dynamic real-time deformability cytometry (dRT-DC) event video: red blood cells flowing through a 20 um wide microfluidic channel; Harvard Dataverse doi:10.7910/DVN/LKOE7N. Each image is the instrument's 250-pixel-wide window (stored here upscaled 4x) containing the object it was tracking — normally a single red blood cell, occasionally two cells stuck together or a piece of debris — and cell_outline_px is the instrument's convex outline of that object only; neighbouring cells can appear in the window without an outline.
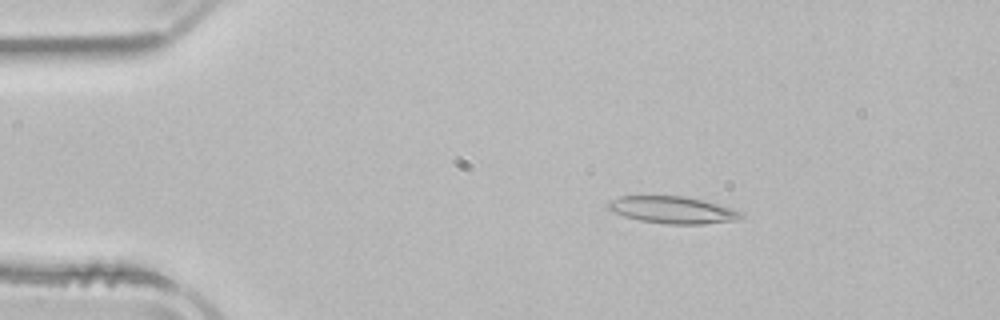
{"species": "common noctule bat (a hibernating species)", "species_latin": "Nyctalus noctula", "temperature_condition": "room temperature", "stored_images_in_passage": 51, "camera_frame_rate_fps": 3000, "um_per_image_px": 0.085, "animal": {"sex": "male", "body_mass_g": 21.5, "forearm_length_mm": 52.0}, "frame": {"image": 1, "passage_image": 8, "time_ms": 2.333, "image_size_px": [1000, 320], "cell_outline_px": [[744, 216], [736, 220], [704, 224], [668, 224], [640, 220], [624, 216], [612, 212], [608, 208], [608, 204], [612, 200], [620, 196], [684, 196], [716, 204], [744, 212]], "centroid_in_image_um": [57.18, 17.85], "position_along_channel_um": 27.8, "area_um2": 20.69}}
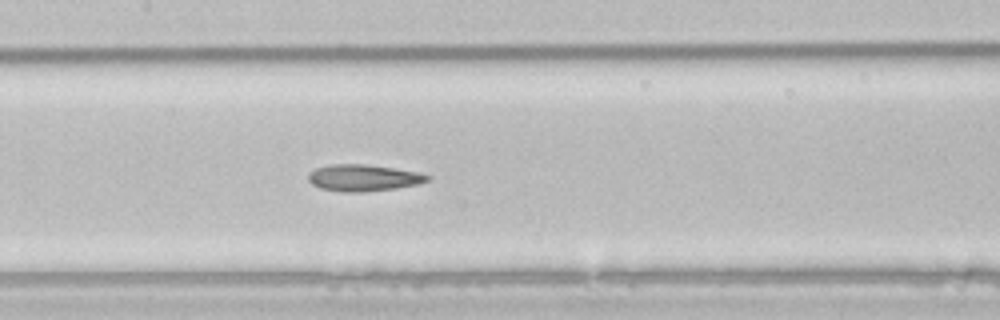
{"frame": {"image": 2, "passage_image": 24, "time_ms": 7.667, "image_size_px": [1000, 320], "cell_outline_px": [[432, 176], [428, 180], [420, 184], [396, 188], [364, 192], [344, 192], [320, 188], [312, 184], [308, 180], [308, 172], [316, 168], [328, 164], [364, 164], [392, 168], [416, 172]], "centroid_in_image_um": [30.86, 15.12], "position_along_channel_um": 176.5, "area_um2": 18.5}}
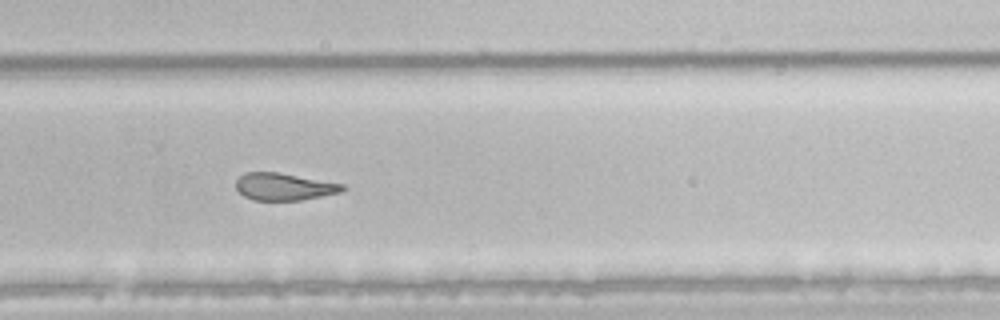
{"frame": {"image": 3, "passage_image": 34, "time_ms": 11.0, "image_size_px": [1000, 320], "cell_outline_px": [[348, 188], [340, 192], [300, 200], [252, 200], [244, 196], [236, 188], [236, 180], [244, 172], [280, 172], [344, 184]], "centroid_in_image_um": [24.14, 15.86], "position_along_channel_um": 305.7, "area_um2": 16.94}, "authors_computed_cell_mechanics": {"area_um2": 19.8832, "velocity_mm_per_s": 3.9003, "shape_relaxation_time_tau1_ms": null, "shape_relaxation_time_tau2_ms": 3.8426, "deformation_change_tau1": null, "deformation_change_tau2": 0.1284}}